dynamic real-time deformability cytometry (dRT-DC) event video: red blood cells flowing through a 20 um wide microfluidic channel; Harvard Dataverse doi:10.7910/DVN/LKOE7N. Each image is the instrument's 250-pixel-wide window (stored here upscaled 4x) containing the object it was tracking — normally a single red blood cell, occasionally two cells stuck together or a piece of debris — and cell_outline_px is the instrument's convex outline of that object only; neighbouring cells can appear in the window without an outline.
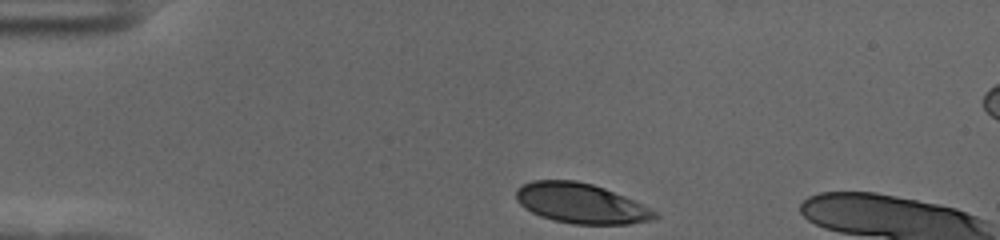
{"species": "human", "species_latin": "Homo sapiens", "temperature_condition": "cold", "stored_images_in_passage": 36, "camera_frame_rate_fps": 3000, "um_per_image_px": 0.085, "donor": {"sex": "female"}, "frame": {"image": 1, "passage_image": 1, "time_ms": 0.0, "image_size_px": [1000, 240], "cell_outline_px": [[660, 216], [656, 220], [628, 224], [572, 224], [552, 220], [540, 216], [524, 208], [516, 200], [516, 188], [520, 184], [532, 180], [576, 180], [592, 184], [604, 188], [624, 196], [656, 212]], "centroid_in_image_um": [49.34, 17.28], "position_along_channel_um": 35.7, "area_um2": 32.48}}
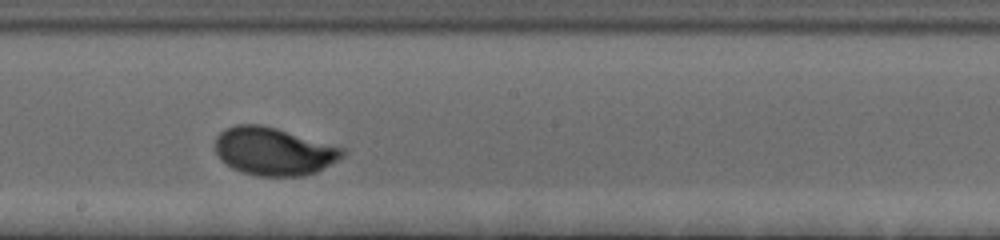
{"frame": {"image": 2, "passage_image": 21, "time_ms": 6.667, "image_size_px": [1000, 240], "cell_outline_px": [[348, 152], [344, 156], [316, 172], [304, 176], [256, 176], [240, 172], [232, 168], [220, 160], [216, 152], [216, 136], [224, 128], [236, 124], [260, 124], [276, 128], [348, 148]], "centroid_in_image_um": [23.29, 12.86], "position_along_channel_um": 224.9, "area_um2": 36.01}}
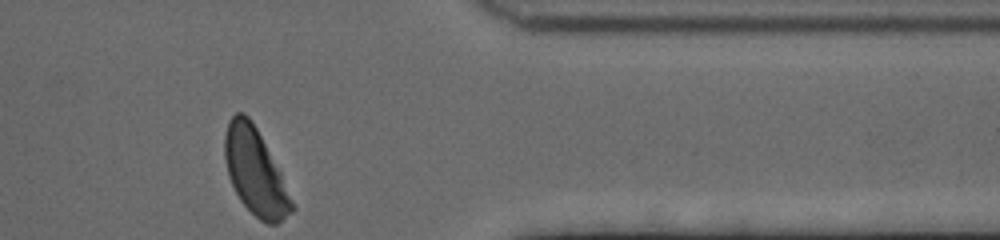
{"frame": {"image": 3, "passage_image": 36, "time_ms": 11.667, "image_size_px": [1000, 240], "cell_outline_px": [[296, 208], [292, 212], [276, 224], [268, 224], [260, 220], [240, 200], [228, 176], [224, 156], [224, 136], [228, 120], [236, 112], [244, 112], [248, 116], [256, 128], [280, 172]], "centroid_in_image_um": [21.68, 14.59], "position_along_channel_um": 389.7, "area_um2": 33.29}, "authors_computed_cell_mechanics": {"area_um2": 33.9864, "velocity_mm_per_s": 3.5834, "shape_relaxation_time_tau1_ms": 3.5717, "shape_relaxation_time_tau2_ms": null, "deformation_change_tau1": 0.1776, "deformation_change_tau2": null}}